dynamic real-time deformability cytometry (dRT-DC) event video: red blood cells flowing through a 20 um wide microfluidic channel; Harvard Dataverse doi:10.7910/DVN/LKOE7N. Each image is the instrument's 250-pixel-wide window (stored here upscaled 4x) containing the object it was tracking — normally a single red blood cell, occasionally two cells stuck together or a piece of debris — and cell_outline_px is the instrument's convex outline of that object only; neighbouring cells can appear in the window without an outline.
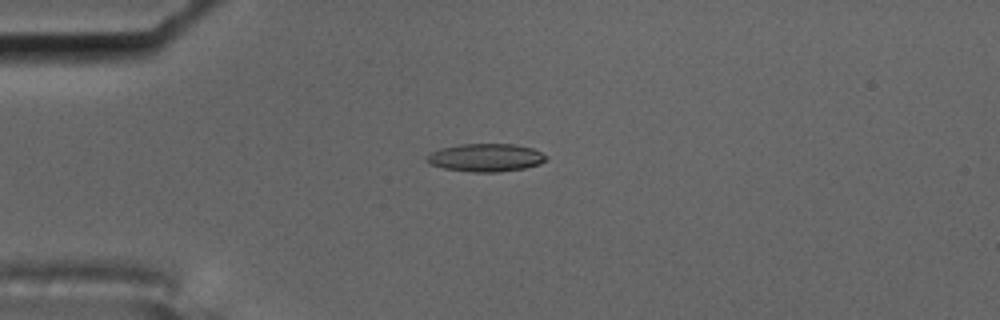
{"species": "common noctule bat (a hibernating species)", "species_latin": "Nyctalus noctula", "temperature_condition": "cold", "stored_images_in_passage": 7, "camera_frame_rate_fps": 3000, "um_per_image_px": 0.085, "animal": {"sex": "male", "body_mass_g": 17.5, "forearm_length_mm": 52.3}, "frame": {"image": 1, "passage_image": 1, "time_ms": 0.0, "image_size_px": [1000, 320], "cell_outline_px": [[548, 156], [540, 164], [524, 168], [500, 172], [472, 172], [444, 168], [428, 164], [424, 160], [424, 156], [428, 152], [440, 148], [460, 144], [516, 144], [532, 148]], "centroid_in_image_um": [41.22, 13.39], "position_along_channel_um": 43.8, "area_um2": 19.71}}
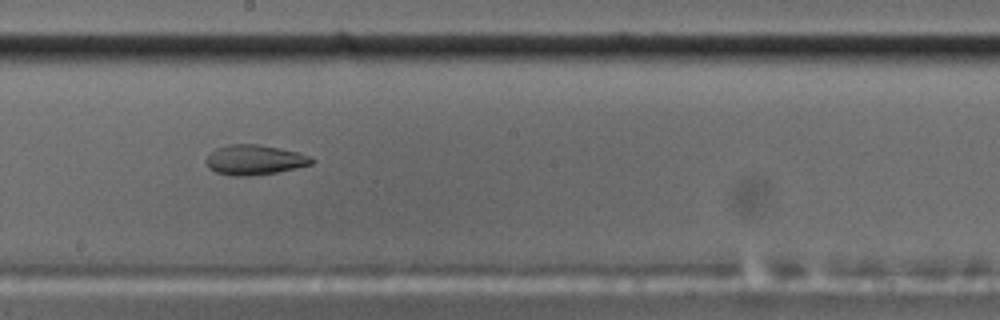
{"frame": {"image": 2, "passage_image": 6, "time_ms": 1.667, "image_size_px": [1000, 320], "cell_outline_px": [[316, 160], [312, 164], [276, 172], [248, 176], [232, 176], [216, 172], [208, 168], [204, 160], [216, 148], [228, 144], [260, 144], [280, 148], [312, 156]], "centroid_in_image_um": [21.63, 13.58], "position_along_channel_um": 226.6, "area_um2": 18.5}}